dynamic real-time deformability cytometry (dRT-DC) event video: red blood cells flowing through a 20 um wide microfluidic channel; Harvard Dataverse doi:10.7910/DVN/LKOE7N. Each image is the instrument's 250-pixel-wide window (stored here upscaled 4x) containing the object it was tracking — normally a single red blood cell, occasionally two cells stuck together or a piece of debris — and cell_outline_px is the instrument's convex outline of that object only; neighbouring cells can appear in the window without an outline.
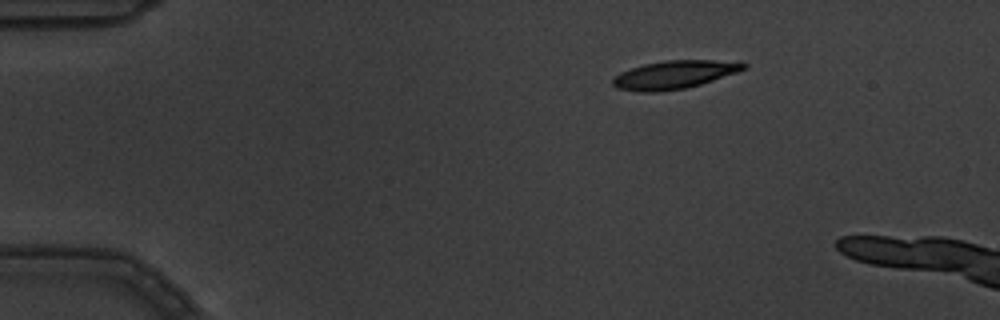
{"species": "common noctule bat (a hibernating species)", "species_latin": "Nyctalus noctula", "temperature_condition": "warm", "stored_images_in_passage": 5, "camera_frame_rate_fps": 3000, "um_per_image_px": 0.085, "animal": {"sex": "male", "body_mass_g": 19.5, "forearm_length_mm": 54.6}, "frame": {"image": 1, "passage_image": 5, "time_ms": 1.333, "image_size_px": [1000, 320], "cell_outline_px": [[748, 68], [700, 84], [684, 88], [660, 92], [640, 92], [616, 88], [612, 84], [612, 80], [620, 72], [644, 64], [668, 60], [740, 60], [748, 64]], "centroid_in_image_um": [57.36, 6.33], "position_along_channel_um": 27.6, "area_um2": 21.56}}